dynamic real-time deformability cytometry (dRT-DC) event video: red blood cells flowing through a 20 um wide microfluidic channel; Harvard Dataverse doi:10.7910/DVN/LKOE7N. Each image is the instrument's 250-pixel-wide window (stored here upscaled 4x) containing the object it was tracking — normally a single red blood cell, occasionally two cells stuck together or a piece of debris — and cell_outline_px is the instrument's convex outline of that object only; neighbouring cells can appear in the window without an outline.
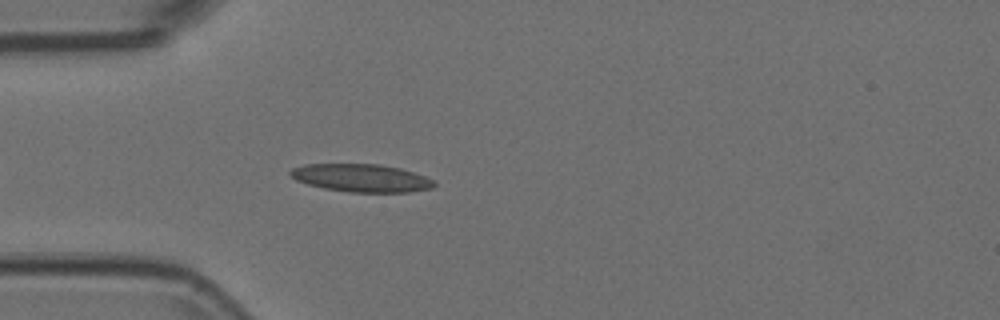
{"species": "Egyptian fruit bat (a non-hibernating species)", "species_latin": "Rousettus aegyptiacus", "temperature_condition": "room temperature", "stored_images_in_passage": 44, "camera_frame_rate_fps": 3000, "um_per_image_px": 0.085, "animal": {"sex": "female"}, "frame": {"image": 1, "passage_image": 6, "time_ms": 1.667, "image_size_px": [1000, 320], "cell_outline_px": [[436, 184], [432, 188], [408, 192], [348, 192], [324, 188], [308, 184], [296, 180], [288, 172], [292, 168], [304, 164], [380, 164], [400, 168], [436, 180]], "centroid_in_image_um": [30.72, 15.12], "position_along_channel_um": 54.3, "area_um2": 23.35}}
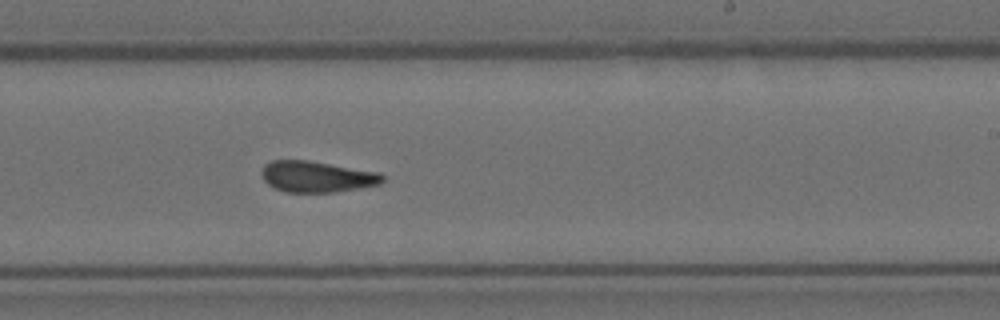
{"frame": {"image": 2, "passage_image": 23, "time_ms": 7.333, "image_size_px": [1000, 320], "cell_outline_px": [[384, 180], [380, 184], [360, 188], [336, 192], [284, 192], [268, 184], [260, 176], [260, 172], [264, 164], [272, 160], [308, 160], [380, 172], [384, 176]], "centroid_in_image_um": [26.92, 15.01], "position_along_channel_um": 262.1, "area_um2": 22.14}}
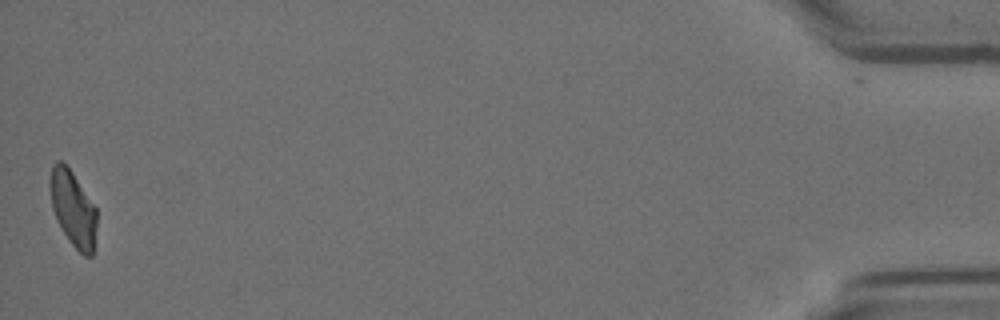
{"frame": {"image": 3, "passage_image": 44, "time_ms": 14.333, "image_size_px": [1000, 320], "cell_outline_px": [[96, 228], [92, 256], [84, 256], [72, 244], [56, 220], [52, 208], [52, 164], [56, 160], [60, 160], [72, 172], [96, 208]], "centroid_in_image_um": [6.23, 17.76], "position_along_channel_um": 429.0, "area_um2": 19.83}}